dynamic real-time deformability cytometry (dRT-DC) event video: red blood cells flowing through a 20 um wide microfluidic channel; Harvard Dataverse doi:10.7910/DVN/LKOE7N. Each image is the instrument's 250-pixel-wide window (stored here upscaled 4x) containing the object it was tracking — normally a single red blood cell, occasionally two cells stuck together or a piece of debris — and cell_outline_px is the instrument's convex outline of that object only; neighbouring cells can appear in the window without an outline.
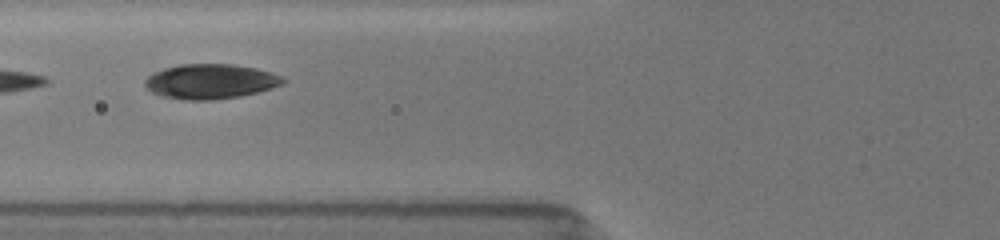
{"species": "common noctule bat (a hibernating species)", "species_latin": "Nyctalus noctula", "temperature_condition": "room temperature", "stored_images_in_passage": 22, "camera_frame_rate_fps": 3000, "um_per_image_px": 0.085, "animal": {"sex": "female", "body_mass_g": 19.5, "forearm_length_mm": 54.1}, "frame": {"image": 1, "passage_image": 6, "time_ms": 2.0, "image_size_px": [1000, 240], "cell_outline_px": [[288, 80], [284, 84], [272, 88], [240, 96], [212, 100], [184, 100], [160, 96], [152, 92], [144, 84], [144, 80], [152, 72], [164, 68], [180, 64], [232, 64], [256, 68], [280, 76]], "centroid_in_image_um": [17.86, 6.92], "position_along_channel_um": 107.9, "area_um2": 28.09}}
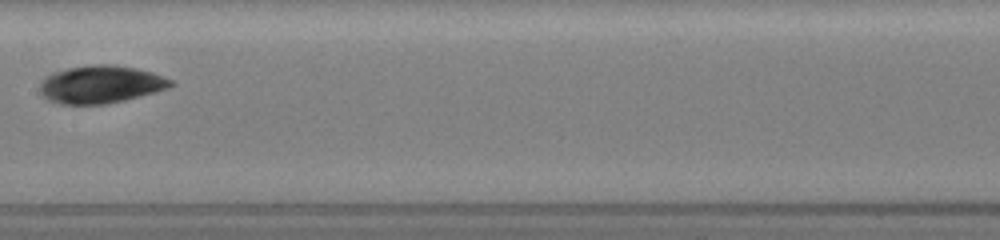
{"frame": {"image": 2, "passage_image": 9, "time_ms": 4.333, "image_size_px": [1000, 240], "cell_outline_px": [[176, 84], [168, 88], [140, 96], [124, 100], [104, 104], [60, 104], [48, 100], [40, 96], [40, 84], [52, 72], [68, 68], [92, 64], [112, 64], [136, 68], [152, 72], [172, 80]], "centroid_in_image_um": [8.56, 7.17], "position_along_channel_um": 198.8, "area_um2": 28.78}}
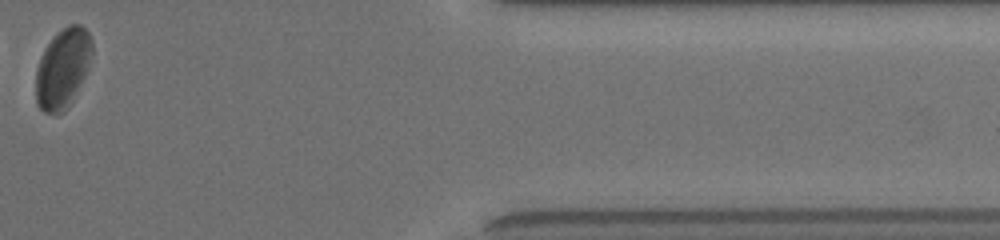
{"frame": {"image": 3, "passage_image": 21, "time_ms": 10.667, "image_size_px": [1000, 240], "cell_outline_px": [[92, 56], [84, 76], [68, 108], [64, 112], [56, 116], [44, 112], [36, 104], [36, 68], [40, 56], [44, 48], [68, 24], [80, 24], [88, 32], [92, 40]], "centroid_in_image_um": [5.32, 5.85], "position_along_channel_um": 406.1, "area_um2": 26.07}, "authors_computed_cell_mechanics": {"area_um2": 28.1486, "velocity_mm_per_s": 3.8813, "shape_relaxation_time_tau1_ms": 0.4978, "shape_relaxation_time_tau2_ms": 2.6293, "deformation_change_tau1": 0.1777, "deformation_change_tau2": 0.0445}}